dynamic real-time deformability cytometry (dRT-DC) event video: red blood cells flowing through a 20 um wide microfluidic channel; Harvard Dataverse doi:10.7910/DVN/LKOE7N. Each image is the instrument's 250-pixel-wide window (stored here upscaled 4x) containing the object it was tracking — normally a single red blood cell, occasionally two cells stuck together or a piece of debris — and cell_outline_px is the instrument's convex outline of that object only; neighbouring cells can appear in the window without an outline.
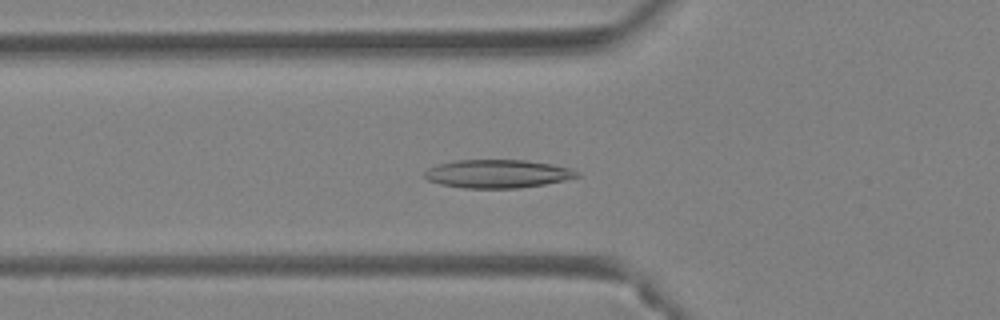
{"species": "Egyptian fruit bat (a non-hibernating species)", "species_latin": "Rousettus aegyptiacus", "temperature_condition": "warm", "stored_images_in_passage": 47, "camera_frame_rate_fps": 3000, "um_per_image_px": 0.085, "animal": {"sex": "female"}, "frame": {"image": 1, "passage_image": 17, "time_ms": 5.333, "image_size_px": [1000, 320], "cell_outline_px": [[580, 176], [564, 180], [544, 184], [516, 188], [464, 188], [440, 184], [428, 180], [424, 176], [424, 172], [428, 168], [440, 164], [456, 160], [524, 160], [552, 164], [568, 168], [580, 172]], "centroid_in_image_um": [42.28, 14.77], "position_along_channel_um": 83.5, "area_um2": 24.97}}
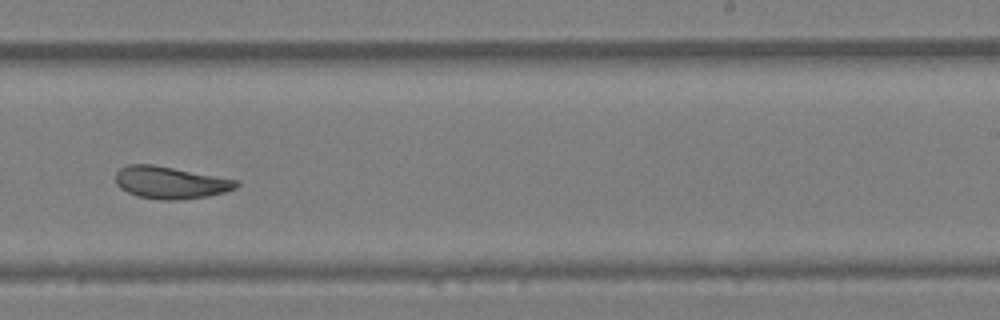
{"frame": {"image": 2, "passage_image": 30, "time_ms": 9.667, "image_size_px": [1000, 320], "cell_outline_px": [[240, 184], [236, 188], [224, 192], [208, 196], [172, 200], [160, 200], [136, 196], [120, 188], [116, 184], [116, 172], [120, 168], [128, 164], [152, 164], [240, 180]], "centroid_in_image_um": [14.49, 15.51], "position_along_channel_um": 274.5, "area_um2": 22.72}}
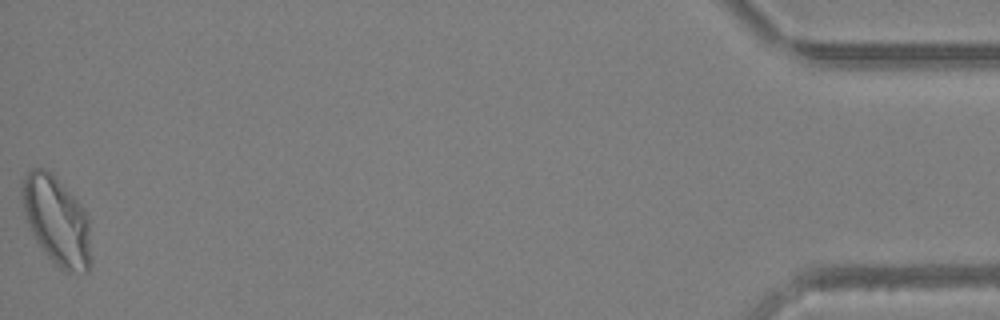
{"frame": {"image": 3, "passage_image": 47, "time_ms": 15.333, "image_size_px": [1000, 320], "cell_outline_px": [[92, 264], [88, 272], [68, 272], [60, 268], [48, 256], [36, 240], [28, 228], [24, 212], [20, 192], [24, 176], [32, 168], [44, 168], [52, 172], [88, 212], [92, 260]], "centroid_in_image_um": [4.84, 18.75], "position_along_channel_um": 430.4, "area_um2": 36.18}, "authors_computed_cell_mechanics": {"area_um2": 25.7788, "velocity_mm_per_s": 4.4035, "shape_relaxation_time_tau1_ms": null, "shape_relaxation_time_tau2_ms": 3.2712, "deformation_change_tau1": null, "deformation_change_tau2": 0.0973}}